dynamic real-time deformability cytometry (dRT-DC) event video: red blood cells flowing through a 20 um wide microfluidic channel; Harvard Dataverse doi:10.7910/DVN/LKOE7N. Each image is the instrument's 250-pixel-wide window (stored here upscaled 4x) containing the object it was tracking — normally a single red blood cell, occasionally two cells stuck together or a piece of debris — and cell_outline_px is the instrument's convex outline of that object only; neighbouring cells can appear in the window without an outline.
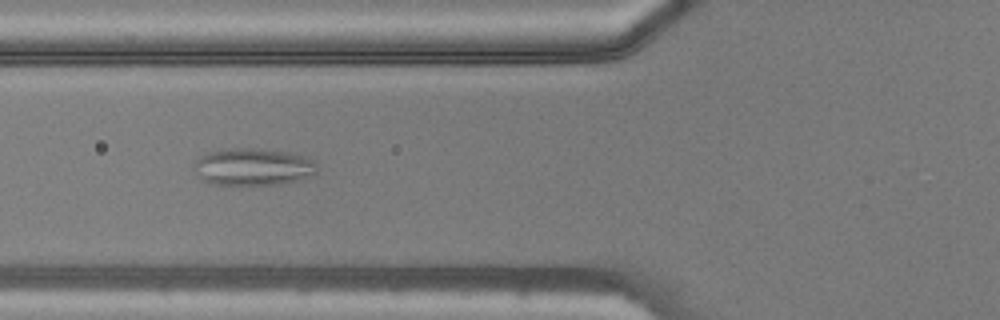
{"species": "common noctule bat (a hibernating species)", "species_latin": "Nyctalus noctula", "temperature_condition": "warm", "stored_images_in_passage": 32, "camera_frame_rate_fps": 3000, "um_per_image_px": 0.085, "animal": {"sex": "male", "body_mass_g": 20.5, "forearm_length_mm": 52.5}, "frame": {"image": 1, "passage_image": 3, "time_ms": 0.667, "image_size_px": [1000, 320], "cell_outline_px": [[316, 176], [300, 180], [280, 184], [212, 184], [200, 180], [192, 168], [196, 160], [200, 156], [208, 152], [232, 148], [252, 148], [288, 152], [308, 156], [316, 164]], "centroid_in_image_um": [21.52, 14.18], "position_along_channel_um": 104.3, "area_um2": 26.99}}
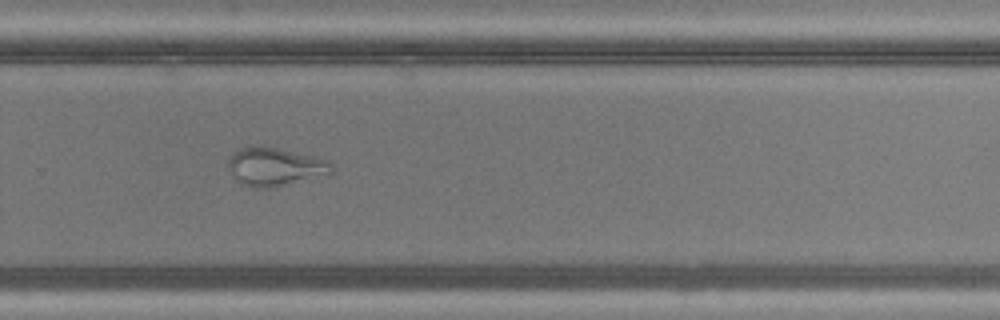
{"frame": {"image": 2, "passage_image": 17, "time_ms": 5.333, "image_size_px": [1000, 320], "cell_outline_px": [[332, 176], [272, 188], [252, 188], [236, 180], [228, 172], [228, 160], [232, 152], [240, 148], [280, 148], [328, 160], [332, 164]], "centroid_in_image_um": [23.43, 14.23], "position_along_channel_um": 306.4, "area_um2": 23.47}}
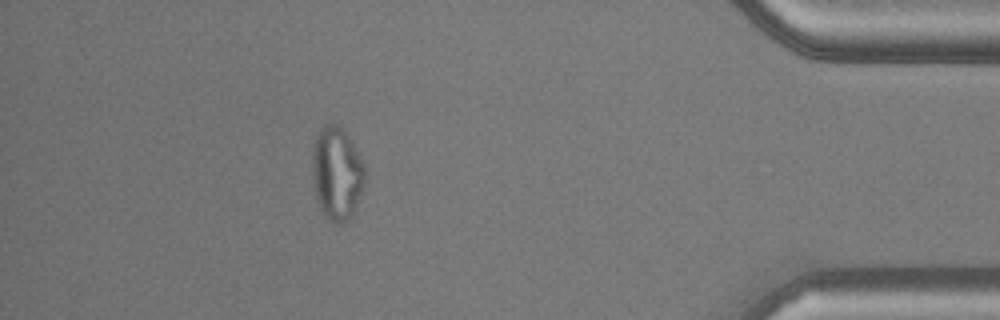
{"frame": {"image": 3, "passage_image": 27, "time_ms": 8.667, "image_size_px": [1000, 320], "cell_outline_px": [[364, 184], [356, 208], [352, 216], [348, 220], [340, 224], [336, 224], [324, 216], [316, 200], [312, 176], [312, 152], [316, 136], [320, 128], [324, 124], [336, 124], [352, 140], [364, 164]], "centroid_in_image_um": [28.62, 14.76], "position_along_channel_um": 406.6, "area_um2": 28.78}}